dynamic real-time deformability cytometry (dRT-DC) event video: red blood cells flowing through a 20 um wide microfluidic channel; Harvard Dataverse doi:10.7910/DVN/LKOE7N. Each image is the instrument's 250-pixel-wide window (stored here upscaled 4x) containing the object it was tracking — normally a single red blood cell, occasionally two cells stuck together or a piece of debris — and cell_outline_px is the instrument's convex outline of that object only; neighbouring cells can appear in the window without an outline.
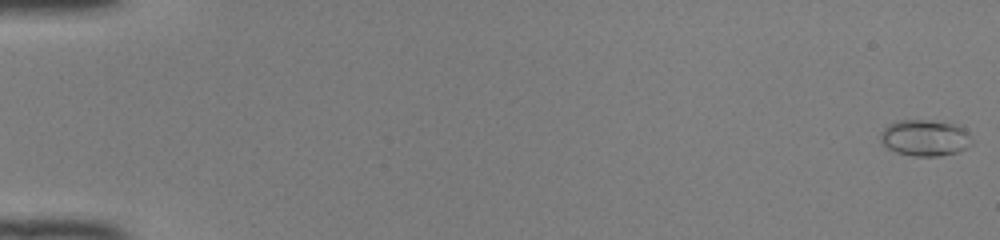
{"species": "common noctule bat (a hibernating species)", "species_latin": "Nyctalus noctula", "temperature_condition": "room temperature", "stored_images_in_passage": 51, "camera_frame_rate_fps": 3000, "um_per_image_px": 0.085, "animal": {"sex": "female", "body_mass_g": 22.0, "forearm_length_mm": 56.7}, "frame": {"image": 1, "passage_image": 1, "time_ms": 0.0, "image_size_px": [1000, 240], "cell_outline_px": [[972, 144], [968, 148], [956, 152], [940, 156], [912, 156], [896, 152], [888, 148], [880, 140], [880, 132], [888, 124], [896, 120], [928, 120], [952, 124], [964, 128], [968, 132], [972, 140]], "centroid_in_image_um": [78.61, 11.72], "position_along_channel_um": 6.4, "area_um2": 19.42}}
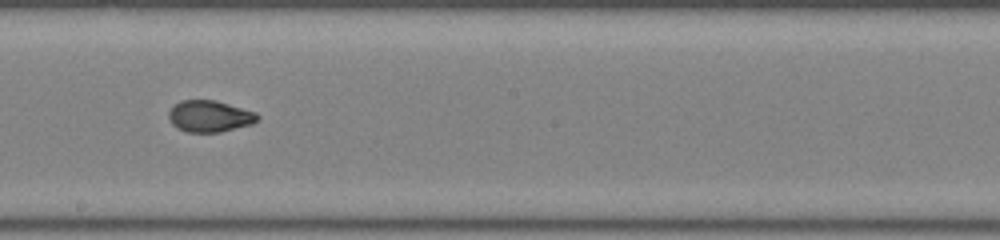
{"frame": {"image": 2, "passage_image": 30, "time_ms": 9.667, "image_size_px": [1000, 240], "cell_outline_px": [[260, 116], [252, 124], [220, 132], [188, 132], [176, 128], [172, 124], [168, 116], [168, 112], [180, 100], [216, 100], [256, 112]], "centroid_in_image_um": [17.81, 9.88], "position_along_channel_um": 230.4, "area_um2": 16.3}}
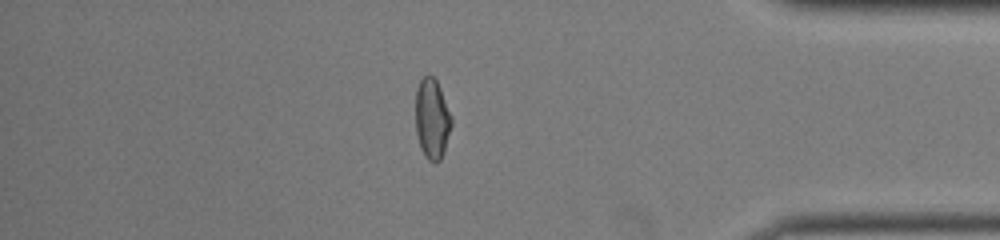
{"frame": {"image": 3, "passage_image": 44, "time_ms": 14.333, "image_size_px": [1000, 240], "cell_outline_px": [[452, 124], [444, 152], [440, 160], [436, 164], [428, 160], [420, 148], [416, 132], [416, 88], [420, 80], [428, 72], [436, 80], [440, 88], [452, 116]], "centroid_in_image_um": [36.72, 10.1], "position_along_channel_um": 398.5, "area_um2": 16.99}, "authors_computed_cell_mechanics": {"area_um2": 16.8776, "velocity_mm_per_s": 4.1343, "shape_relaxation_time_tau1_ms": null, "shape_relaxation_time_tau2_ms": 1.0138, "deformation_change_tau1": null, "deformation_change_tau2": 0.0498}}